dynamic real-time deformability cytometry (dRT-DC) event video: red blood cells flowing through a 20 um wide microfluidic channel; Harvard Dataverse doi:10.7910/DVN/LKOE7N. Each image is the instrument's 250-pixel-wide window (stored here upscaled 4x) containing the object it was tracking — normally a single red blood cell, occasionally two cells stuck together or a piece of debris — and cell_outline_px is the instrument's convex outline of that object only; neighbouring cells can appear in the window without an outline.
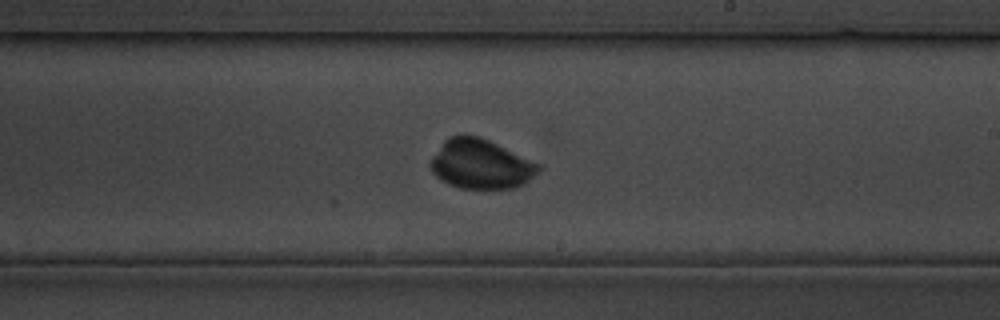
{"species": "common noctule bat (a hibernating species)", "species_latin": "Nyctalus noctula", "temperature_condition": "cold", "stored_images_in_passage": 37, "camera_frame_rate_fps": 3000, "um_per_image_px": 0.085, "animal": {"sex": "male", "body_mass_g": 19.5, "forearm_length_mm": 54.6}, "frame": {"image": 1, "passage_image": 22, "time_ms": 26.0, "image_size_px": [1000, 320], "cell_outline_px": [[540, 172], [524, 184], [516, 188], [460, 188], [440, 180], [432, 172], [428, 164], [432, 156], [444, 140], [448, 136], [464, 132], [480, 136], [540, 164]], "centroid_in_image_um": [40.83, 13.92], "position_along_channel_um": 248.2, "area_um2": 31.56}}
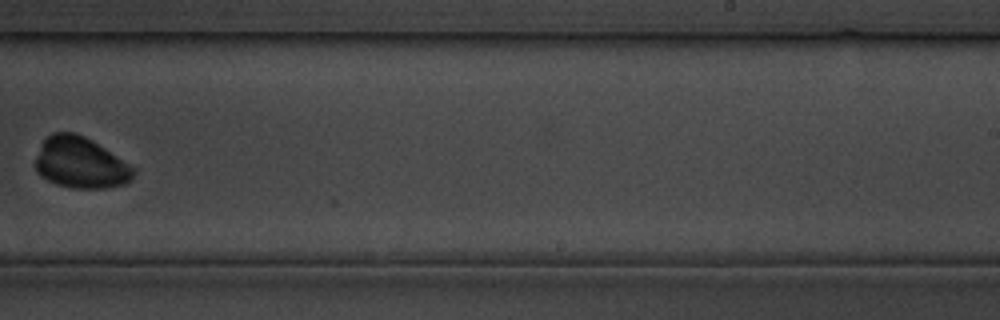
{"frame": {"image": 2, "passage_image": 24, "time_ms": 28.333, "image_size_px": [1000, 320], "cell_outline_px": [[136, 172], [132, 180], [124, 184], [104, 188], [72, 188], [56, 184], [40, 176], [36, 172], [36, 156], [40, 144], [52, 132], [76, 132], [92, 140], [136, 168]], "centroid_in_image_um": [6.85, 13.84], "position_along_channel_um": 282.2, "area_um2": 29.42}}
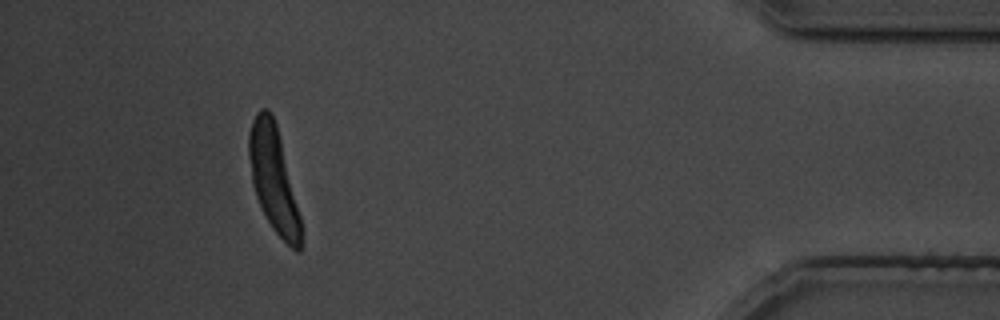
{"frame": {"image": 3, "passage_image": 34, "time_ms": 40.667, "image_size_px": [1000, 320], "cell_outline_px": [[304, 232], [300, 252], [296, 252], [272, 228], [256, 196], [252, 184], [248, 156], [248, 132], [252, 120], [256, 112], [260, 108], [268, 108], [272, 112], [276, 124], [304, 228]], "centroid_in_image_um": [23.26, 15.23], "position_along_channel_um": 411.9, "area_um2": 32.19}}